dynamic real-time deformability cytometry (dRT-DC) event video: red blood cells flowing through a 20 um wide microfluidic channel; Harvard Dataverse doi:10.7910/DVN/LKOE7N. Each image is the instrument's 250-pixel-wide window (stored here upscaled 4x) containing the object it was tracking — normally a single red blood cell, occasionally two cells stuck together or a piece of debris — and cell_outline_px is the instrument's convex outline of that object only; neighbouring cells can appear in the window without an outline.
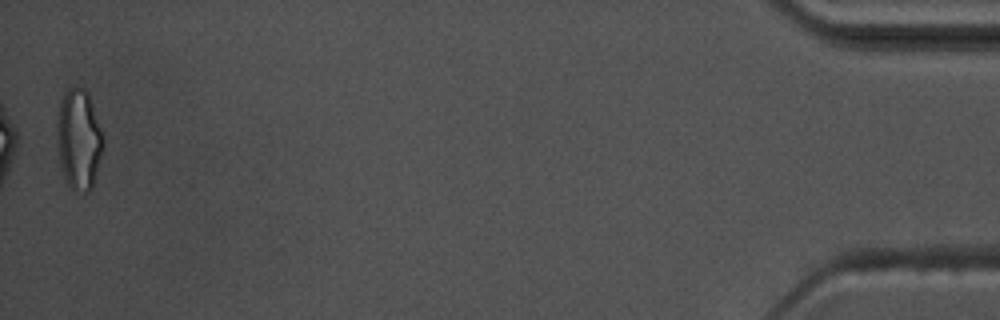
{"species": "common noctule bat (a hibernating species)", "species_latin": "Nyctalus noctula", "temperature_condition": "warm", "stored_images_in_passage": 38, "camera_frame_rate_fps": 3000, "um_per_image_px": 0.085, "animal": {"sex": "male", "body_mass_g": 17.5, "forearm_length_mm": 52.3}, "frame": {"image": 1, "passage_image": 38, "time_ms": 12.333, "image_size_px": [1000, 320], "cell_outline_px": [[104, 148], [92, 184], [88, 192], [84, 192], [72, 188], [68, 184], [64, 176], [60, 164], [56, 136], [56, 120], [60, 100], [64, 92], [68, 88], [84, 88], [88, 92], [104, 136]], "centroid_in_image_um": [6.69, 11.79], "position_along_channel_um": 428.5, "area_um2": 27.17}, "authors_computed_cell_mechanics": {"area_um2": 19.1029, "velocity_mm_per_s": 3.6439, "shape_relaxation_time_tau1_ms": null, "shape_relaxation_time_tau2_ms": 1.6375, "deformation_change_tau1": null, "deformation_change_tau2": 0.0966}}